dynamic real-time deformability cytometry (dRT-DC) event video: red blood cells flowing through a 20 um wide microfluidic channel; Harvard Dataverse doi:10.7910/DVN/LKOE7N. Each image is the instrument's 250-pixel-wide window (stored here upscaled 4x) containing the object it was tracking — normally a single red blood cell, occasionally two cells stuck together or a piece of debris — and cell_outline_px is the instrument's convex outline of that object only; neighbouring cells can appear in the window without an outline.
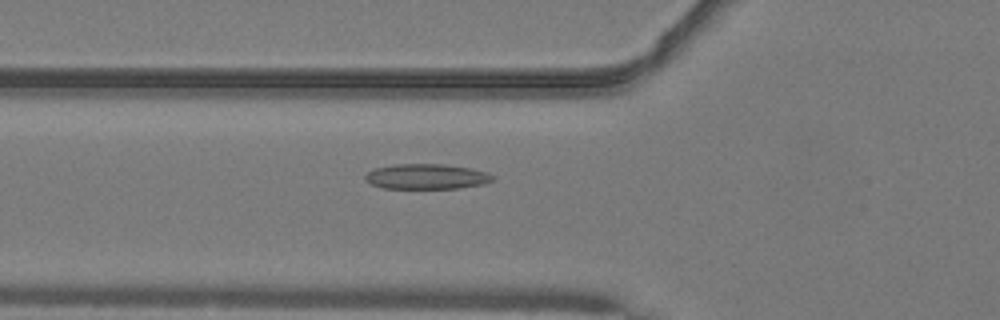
{"species": "common noctule bat (a hibernating species)", "species_latin": "Nyctalus noctula", "temperature_condition": "warm", "stored_images_in_passage": 51, "camera_frame_rate_fps": 3000, "um_per_image_px": 0.085, "animal": {"sex": "male", "body_mass_g": 19.2, "forearm_length_mm": 51.8}, "frame": {"image": 1, "passage_image": 19, "time_ms": 6.0, "image_size_px": [1000, 320], "cell_outline_px": [[492, 180], [484, 184], [460, 188], [380, 188], [364, 180], [364, 176], [368, 172], [376, 168], [392, 164], [444, 164], [472, 168], [488, 172], [492, 176]], "centroid_in_image_um": [36.24, 15.0], "position_along_channel_um": 89.6, "area_um2": 18.79}}
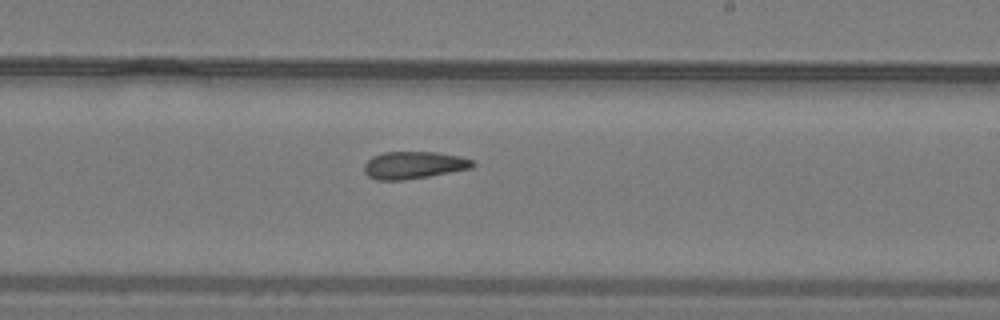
{"frame": {"image": 2, "passage_image": 31, "time_ms": 10.0, "image_size_px": [1000, 320], "cell_outline_px": [[476, 164], [472, 168], [428, 176], [404, 180], [376, 180], [368, 176], [364, 172], [364, 164], [372, 156], [384, 152], [436, 152], [460, 156], [472, 160]], "centroid_in_image_um": [35.15, 14.03], "position_along_channel_um": 253.8, "area_um2": 17.28}}
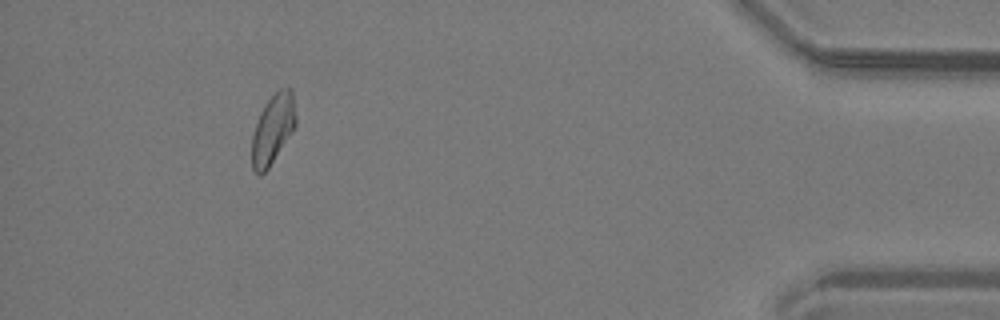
{"frame": {"image": 3, "passage_image": 47, "time_ms": 15.333, "image_size_px": [1000, 320], "cell_outline_px": [[296, 124], [268, 168], [260, 176], [252, 168], [252, 136], [260, 112], [264, 104], [280, 88], [288, 84], [292, 88], [296, 116]], "centroid_in_image_um": [23.2, 10.91], "position_along_channel_um": 412.0, "area_um2": 17.63}, "authors_computed_cell_mechanics": {"area_um2": 17.9758, "velocity_mm_per_s": 4.0924, "shape_relaxation_time_tau1_ms": null, "shape_relaxation_time_tau2_ms": 6.15, "deformation_change_tau1": null, "deformation_change_tau2": 0.1436}}